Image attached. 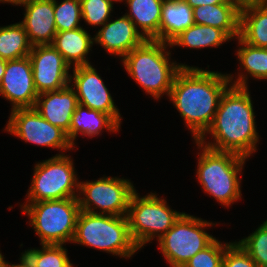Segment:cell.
Wrapping results in <instances>:
<instances>
[{
	"instance_id": "cell-1",
	"label": "cell",
	"mask_w": 267,
	"mask_h": 267,
	"mask_svg": "<svg viewBox=\"0 0 267 267\" xmlns=\"http://www.w3.org/2000/svg\"><path fill=\"white\" fill-rule=\"evenodd\" d=\"M228 77L231 85L221 96L212 125L198 142L216 151L233 152L249 158L257 151L256 145L259 142L255 112L247 85L249 76L241 71L235 77L236 80L231 74ZM206 134L213 137L212 142L206 141Z\"/></svg>"
},
{
	"instance_id": "cell-2",
	"label": "cell",
	"mask_w": 267,
	"mask_h": 267,
	"mask_svg": "<svg viewBox=\"0 0 267 267\" xmlns=\"http://www.w3.org/2000/svg\"><path fill=\"white\" fill-rule=\"evenodd\" d=\"M231 85L228 74L183 66L176 74L169 99L198 141L212 125L221 96Z\"/></svg>"
},
{
	"instance_id": "cell-3",
	"label": "cell",
	"mask_w": 267,
	"mask_h": 267,
	"mask_svg": "<svg viewBox=\"0 0 267 267\" xmlns=\"http://www.w3.org/2000/svg\"><path fill=\"white\" fill-rule=\"evenodd\" d=\"M170 44L146 40L120 60L128 75L155 100L168 97L177 72L187 64L170 61Z\"/></svg>"
},
{
	"instance_id": "cell-4",
	"label": "cell",
	"mask_w": 267,
	"mask_h": 267,
	"mask_svg": "<svg viewBox=\"0 0 267 267\" xmlns=\"http://www.w3.org/2000/svg\"><path fill=\"white\" fill-rule=\"evenodd\" d=\"M198 164L196 176L202 190L216 199L224 207H229L240 200L241 179L238 174L248 158L233 152L216 151L198 141Z\"/></svg>"
},
{
	"instance_id": "cell-5",
	"label": "cell",
	"mask_w": 267,
	"mask_h": 267,
	"mask_svg": "<svg viewBox=\"0 0 267 267\" xmlns=\"http://www.w3.org/2000/svg\"><path fill=\"white\" fill-rule=\"evenodd\" d=\"M71 243L125 259L139 250L131 238L127 216L92 214L82 210L78 214Z\"/></svg>"
},
{
	"instance_id": "cell-6",
	"label": "cell",
	"mask_w": 267,
	"mask_h": 267,
	"mask_svg": "<svg viewBox=\"0 0 267 267\" xmlns=\"http://www.w3.org/2000/svg\"><path fill=\"white\" fill-rule=\"evenodd\" d=\"M40 244L65 245L72 242L80 212L78 198H64L21 204Z\"/></svg>"
},
{
	"instance_id": "cell-7",
	"label": "cell",
	"mask_w": 267,
	"mask_h": 267,
	"mask_svg": "<svg viewBox=\"0 0 267 267\" xmlns=\"http://www.w3.org/2000/svg\"><path fill=\"white\" fill-rule=\"evenodd\" d=\"M161 198L152 192L141 197L136 190L131 195L127 214L129 232L139 250L155 237L160 239L183 214L171 209Z\"/></svg>"
},
{
	"instance_id": "cell-8",
	"label": "cell",
	"mask_w": 267,
	"mask_h": 267,
	"mask_svg": "<svg viewBox=\"0 0 267 267\" xmlns=\"http://www.w3.org/2000/svg\"><path fill=\"white\" fill-rule=\"evenodd\" d=\"M72 159L60 153L36 163L26 203L78 198L79 180Z\"/></svg>"
},
{
	"instance_id": "cell-9",
	"label": "cell",
	"mask_w": 267,
	"mask_h": 267,
	"mask_svg": "<svg viewBox=\"0 0 267 267\" xmlns=\"http://www.w3.org/2000/svg\"><path fill=\"white\" fill-rule=\"evenodd\" d=\"M216 225L185 212L157 241L170 267H183L190 258L206 248L214 239L206 227Z\"/></svg>"
},
{
	"instance_id": "cell-10",
	"label": "cell",
	"mask_w": 267,
	"mask_h": 267,
	"mask_svg": "<svg viewBox=\"0 0 267 267\" xmlns=\"http://www.w3.org/2000/svg\"><path fill=\"white\" fill-rule=\"evenodd\" d=\"M135 190L130 180L120 177L103 176L95 181H81L78 193L80 210L92 214L127 216L129 201Z\"/></svg>"
},
{
	"instance_id": "cell-11",
	"label": "cell",
	"mask_w": 267,
	"mask_h": 267,
	"mask_svg": "<svg viewBox=\"0 0 267 267\" xmlns=\"http://www.w3.org/2000/svg\"><path fill=\"white\" fill-rule=\"evenodd\" d=\"M4 130L26 143L54 149L73 150L74 147L61 128L45 120L35 108H17L11 110Z\"/></svg>"
},
{
	"instance_id": "cell-12",
	"label": "cell",
	"mask_w": 267,
	"mask_h": 267,
	"mask_svg": "<svg viewBox=\"0 0 267 267\" xmlns=\"http://www.w3.org/2000/svg\"><path fill=\"white\" fill-rule=\"evenodd\" d=\"M72 69L73 75L70 74L69 84L77 95L78 103L110 115L121 126L119 109L97 70L92 65L76 66Z\"/></svg>"
},
{
	"instance_id": "cell-13",
	"label": "cell",
	"mask_w": 267,
	"mask_h": 267,
	"mask_svg": "<svg viewBox=\"0 0 267 267\" xmlns=\"http://www.w3.org/2000/svg\"><path fill=\"white\" fill-rule=\"evenodd\" d=\"M35 89L39 94L60 90L69 85L72 68L52 44L32 46L28 55Z\"/></svg>"
},
{
	"instance_id": "cell-14",
	"label": "cell",
	"mask_w": 267,
	"mask_h": 267,
	"mask_svg": "<svg viewBox=\"0 0 267 267\" xmlns=\"http://www.w3.org/2000/svg\"><path fill=\"white\" fill-rule=\"evenodd\" d=\"M0 95L11 102V110L34 108L38 93L34 86L32 64L28 56L7 60L0 83Z\"/></svg>"
},
{
	"instance_id": "cell-15",
	"label": "cell",
	"mask_w": 267,
	"mask_h": 267,
	"mask_svg": "<svg viewBox=\"0 0 267 267\" xmlns=\"http://www.w3.org/2000/svg\"><path fill=\"white\" fill-rule=\"evenodd\" d=\"M94 41L110 55L121 59L132 49L142 45L146 39L134 23L124 14L114 21L108 20L94 35Z\"/></svg>"
},
{
	"instance_id": "cell-16",
	"label": "cell",
	"mask_w": 267,
	"mask_h": 267,
	"mask_svg": "<svg viewBox=\"0 0 267 267\" xmlns=\"http://www.w3.org/2000/svg\"><path fill=\"white\" fill-rule=\"evenodd\" d=\"M78 104L77 95L69 84L60 90L39 94L34 108L45 120L68 134Z\"/></svg>"
},
{
	"instance_id": "cell-17",
	"label": "cell",
	"mask_w": 267,
	"mask_h": 267,
	"mask_svg": "<svg viewBox=\"0 0 267 267\" xmlns=\"http://www.w3.org/2000/svg\"><path fill=\"white\" fill-rule=\"evenodd\" d=\"M25 8L23 25L32 46L52 44L57 33L54 17V0L22 4Z\"/></svg>"
},
{
	"instance_id": "cell-18",
	"label": "cell",
	"mask_w": 267,
	"mask_h": 267,
	"mask_svg": "<svg viewBox=\"0 0 267 267\" xmlns=\"http://www.w3.org/2000/svg\"><path fill=\"white\" fill-rule=\"evenodd\" d=\"M194 24L223 30L231 39L239 37L240 10L232 0L193 8Z\"/></svg>"
},
{
	"instance_id": "cell-19",
	"label": "cell",
	"mask_w": 267,
	"mask_h": 267,
	"mask_svg": "<svg viewBox=\"0 0 267 267\" xmlns=\"http://www.w3.org/2000/svg\"><path fill=\"white\" fill-rule=\"evenodd\" d=\"M119 128L120 125L110 115L78 104L72 116L67 137L75 147L74 141L78 134L93 138L98 136L103 129L117 133L120 130Z\"/></svg>"
},
{
	"instance_id": "cell-20",
	"label": "cell",
	"mask_w": 267,
	"mask_h": 267,
	"mask_svg": "<svg viewBox=\"0 0 267 267\" xmlns=\"http://www.w3.org/2000/svg\"><path fill=\"white\" fill-rule=\"evenodd\" d=\"M94 42V37L92 38L82 26L69 31L57 32L52 46L60 52L70 66L76 67L91 65L87 55L95 44Z\"/></svg>"
},
{
	"instance_id": "cell-21",
	"label": "cell",
	"mask_w": 267,
	"mask_h": 267,
	"mask_svg": "<svg viewBox=\"0 0 267 267\" xmlns=\"http://www.w3.org/2000/svg\"><path fill=\"white\" fill-rule=\"evenodd\" d=\"M193 24V8L185 0H164L159 26V41L170 44Z\"/></svg>"
},
{
	"instance_id": "cell-22",
	"label": "cell",
	"mask_w": 267,
	"mask_h": 267,
	"mask_svg": "<svg viewBox=\"0 0 267 267\" xmlns=\"http://www.w3.org/2000/svg\"><path fill=\"white\" fill-rule=\"evenodd\" d=\"M124 0H121V2ZM164 0H125L129 12L125 15L146 40L159 41V26ZM141 29V31H140Z\"/></svg>"
},
{
	"instance_id": "cell-23",
	"label": "cell",
	"mask_w": 267,
	"mask_h": 267,
	"mask_svg": "<svg viewBox=\"0 0 267 267\" xmlns=\"http://www.w3.org/2000/svg\"><path fill=\"white\" fill-rule=\"evenodd\" d=\"M239 37L254 47L267 48V5L240 10Z\"/></svg>"
},
{
	"instance_id": "cell-24",
	"label": "cell",
	"mask_w": 267,
	"mask_h": 267,
	"mask_svg": "<svg viewBox=\"0 0 267 267\" xmlns=\"http://www.w3.org/2000/svg\"><path fill=\"white\" fill-rule=\"evenodd\" d=\"M231 41V38L221 29L201 24H193L184 30L171 43L170 47H187L200 49L207 47H218L223 43Z\"/></svg>"
},
{
	"instance_id": "cell-25",
	"label": "cell",
	"mask_w": 267,
	"mask_h": 267,
	"mask_svg": "<svg viewBox=\"0 0 267 267\" xmlns=\"http://www.w3.org/2000/svg\"><path fill=\"white\" fill-rule=\"evenodd\" d=\"M31 49L32 45L20 22L0 27V58L21 59L27 57Z\"/></svg>"
},
{
	"instance_id": "cell-26",
	"label": "cell",
	"mask_w": 267,
	"mask_h": 267,
	"mask_svg": "<svg viewBox=\"0 0 267 267\" xmlns=\"http://www.w3.org/2000/svg\"><path fill=\"white\" fill-rule=\"evenodd\" d=\"M241 45L236 51L240 65L252 78L267 80V48L254 47L236 38Z\"/></svg>"
},
{
	"instance_id": "cell-27",
	"label": "cell",
	"mask_w": 267,
	"mask_h": 267,
	"mask_svg": "<svg viewBox=\"0 0 267 267\" xmlns=\"http://www.w3.org/2000/svg\"><path fill=\"white\" fill-rule=\"evenodd\" d=\"M63 245L42 244L41 249H28L21 253L33 267H74Z\"/></svg>"
},
{
	"instance_id": "cell-28",
	"label": "cell",
	"mask_w": 267,
	"mask_h": 267,
	"mask_svg": "<svg viewBox=\"0 0 267 267\" xmlns=\"http://www.w3.org/2000/svg\"><path fill=\"white\" fill-rule=\"evenodd\" d=\"M59 3L54 0V17L57 32L80 28L82 19L80 0H63Z\"/></svg>"
},
{
	"instance_id": "cell-29",
	"label": "cell",
	"mask_w": 267,
	"mask_h": 267,
	"mask_svg": "<svg viewBox=\"0 0 267 267\" xmlns=\"http://www.w3.org/2000/svg\"><path fill=\"white\" fill-rule=\"evenodd\" d=\"M258 267H267V220L248 237L237 242Z\"/></svg>"
},
{
	"instance_id": "cell-30",
	"label": "cell",
	"mask_w": 267,
	"mask_h": 267,
	"mask_svg": "<svg viewBox=\"0 0 267 267\" xmlns=\"http://www.w3.org/2000/svg\"><path fill=\"white\" fill-rule=\"evenodd\" d=\"M82 19L88 25L103 26L110 20L113 11V2H121V0H80Z\"/></svg>"
},
{
	"instance_id": "cell-31",
	"label": "cell",
	"mask_w": 267,
	"mask_h": 267,
	"mask_svg": "<svg viewBox=\"0 0 267 267\" xmlns=\"http://www.w3.org/2000/svg\"><path fill=\"white\" fill-rule=\"evenodd\" d=\"M231 243H222L215 238L206 248L190 258L183 267H222L225 250Z\"/></svg>"
},
{
	"instance_id": "cell-32",
	"label": "cell",
	"mask_w": 267,
	"mask_h": 267,
	"mask_svg": "<svg viewBox=\"0 0 267 267\" xmlns=\"http://www.w3.org/2000/svg\"><path fill=\"white\" fill-rule=\"evenodd\" d=\"M222 267H258L254 260L235 241L225 250Z\"/></svg>"
},
{
	"instance_id": "cell-33",
	"label": "cell",
	"mask_w": 267,
	"mask_h": 267,
	"mask_svg": "<svg viewBox=\"0 0 267 267\" xmlns=\"http://www.w3.org/2000/svg\"><path fill=\"white\" fill-rule=\"evenodd\" d=\"M239 10L251 6L267 5V0H232Z\"/></svg>"
},
{
	"instance_id": "cell-34",
	"label": "cell",
	"mask_w": 267,
	"mask_h": 267,
	"mask_svg": "<svg viewBox=\"0 0 267 267\" xmlns=\"http://www.w3.org/2000/svg\"><path fill=\"white\" fill-rule=\"evenodd\" d=\"M192 8L204 5H216L225 3L227 0H185Z\"/></svg>"
},
{
	"instance_id": "cell-35",
	"label": "cell",
	"mask_w": 267,
	"mask_h": 267,
	"mask_svg": "<svg viewBox=\"0 0 267 267\" xmlns=\"http://www.w3.org/2000/svg\"><path fill=\"white\" fill-rule=\"evenodd\" d=\"M10 267H33L30 262L21 254L20 264H11Z\"/></svg>"
},
{
	"instance_id": "cell-36",
	"label": "cell",
	"mask_w": 267,
	"mask_h": 267,
	"mask_svg": "<svg viewBox=\"0 0 267 267\" xmlns=\"http://www.w3.org/2000/svg\"><path fill=\"white\" fill-rule=\"evenodd\" d=\"M34 1H45V0H3V3H11V5H22V4H26L29 2H34Z\"/></svg>"
},
{
	"instance_id": "cell-37",
	"label": "cell",
	"mask_w": 267,
	"mask_h": 267,
	"mask_svg": "<svg viewBox=\"0 0 267 267\" xmlns=\"http://www.w3.org/2000/svg\"><path fill=\"white\" fill-rule=\"evenodd\" d=\"M6 64H7V60L0 58V83L5 73Z\"/></svg>"
},
{
	"instance_id": "cell-38",
	"label": "cell",
	"mask_w": 267,
	"mask_h": 267,
	"mask_svg": "<svg viewBox=\"0 0 267 267\" xmlns=\"http://www.w3.org/2000/svg\"><path fill=\"white\" fill-rule=\"evenodd\" d=\"M0 267H10V263L5 261V257L0 251Z\"/></svg>"
}]
</instances>
